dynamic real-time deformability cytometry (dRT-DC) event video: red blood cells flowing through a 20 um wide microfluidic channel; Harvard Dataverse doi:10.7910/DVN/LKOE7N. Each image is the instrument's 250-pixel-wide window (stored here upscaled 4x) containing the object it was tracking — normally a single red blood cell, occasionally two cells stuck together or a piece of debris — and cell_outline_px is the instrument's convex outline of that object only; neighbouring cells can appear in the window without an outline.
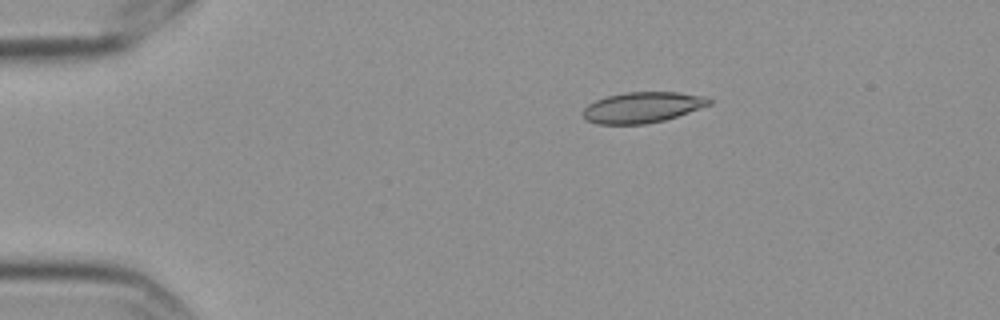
{"species": "Egyptian fruit bat (a non-hibernating species)", "species_latin": "Rousettus aegyptiacus", "temperature_condition": "cold", "stored_images_in_passage": 2, "camera_frame_rate_fps": 3000, "um_per_image_px": 0.085, "frame": {"image": 1, "passage_image": 1, "time_ms": 0.0, "image_size_px": [1000, 320], "cell_outline_px": [[712, 104], [664, 120], [644, 124], [596, 124], [588, 120], [580, 112], [588, 104], [596, 100], [608, 96], [624, 92], [680, 92], [704, 96], [712, 100]], "centroid_in_image_um": [54.59, 9.12], "position_along_channel_um": 30.4, "area_um2": 22.54}}